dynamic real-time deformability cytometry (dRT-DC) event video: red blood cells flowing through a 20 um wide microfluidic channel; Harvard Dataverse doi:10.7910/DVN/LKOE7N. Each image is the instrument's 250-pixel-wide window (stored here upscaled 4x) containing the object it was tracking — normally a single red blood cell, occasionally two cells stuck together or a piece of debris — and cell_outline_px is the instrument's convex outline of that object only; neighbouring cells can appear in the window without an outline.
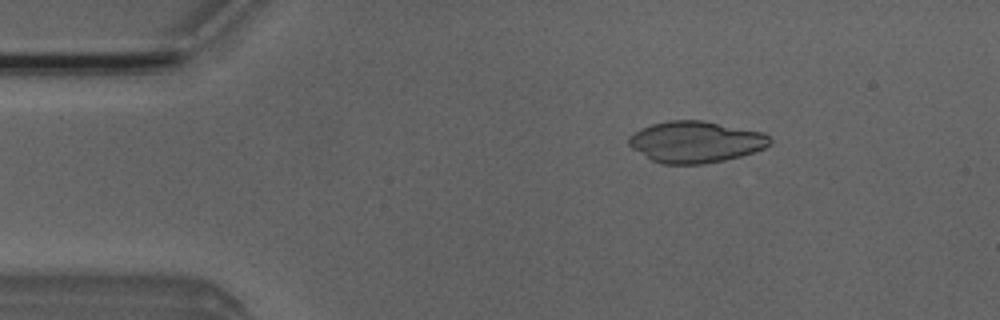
{"species": "Egyptian fruit bat (a non-hibernating species)", "species_latin": "Rousettus aegyptiacus", "temperature_condition": "room temperature", "stored_images_in_passage": 51, "camera_frame_rate_fps": 3000, "um_per_image_px": 0.085, "animal": {"sex": "male"}, "frame": {"image": 1, "passage_image": 8, "time_ms": 2.333, "image_size_px": [1000, 320], "cell_outline_px": [[772, 140], [764, 148], [740, 156], [724, 160], [700, 164], [664, 164], [652, 160], [632, 148], [628, 144], [628, 136], [640, 128], [652, 124], [668, 120], [700, 120], [764, 132]], "centroid_in_image_um": [59.1, 12.05], "position_along_channel_um": 25.9, "area_um2": 33.87}}
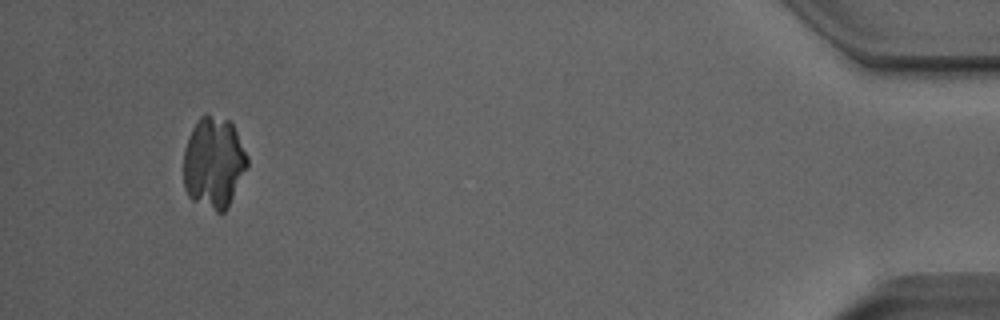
{"frame": {"image": 2, "passage_image": 48, "time_ms": 15.667, "image_size_px": [1000, 320], "cell_outline_px": [[248, 168], [228, 208], [224, 212], [216, 212], [192, 200], [188, 196], [184, 188], [184, 148], [188, 136], [192, 128], [200, 116], [208, 116], [228, 120], [232, 124], [248, 156]], "centroid_in_image_um": [18.17, 13.87], "position_along_channel_um": 417.0, "area_um2": 34.04}}